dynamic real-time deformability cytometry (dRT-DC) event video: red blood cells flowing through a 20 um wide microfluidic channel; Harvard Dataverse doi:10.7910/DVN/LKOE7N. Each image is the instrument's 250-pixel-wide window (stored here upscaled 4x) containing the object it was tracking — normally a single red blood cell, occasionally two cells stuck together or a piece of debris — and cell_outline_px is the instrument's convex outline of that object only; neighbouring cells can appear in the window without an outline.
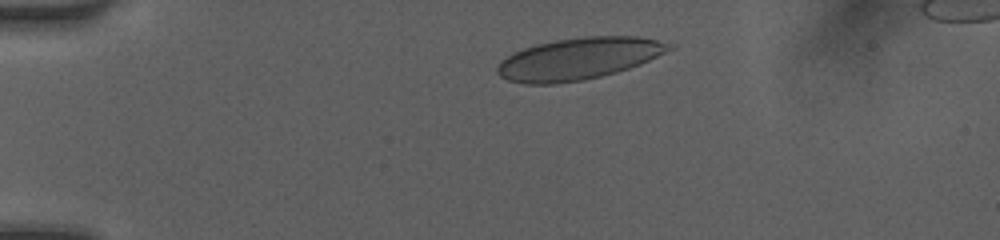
{"species": "human", "species_latin": "Homo sapiens", "temperature_condition": "room temperature", "stored_images_in_passage": 4, "camera_frame_rate_fps": 3000, "um_per_image_px": 0.085, "donor": {"sex": "female"}, "frame": {"image": 1, "passage_image": 2, "time_ms": 1.333, "image_size_px": [1000, 240], "cell_outline_px": [[676, 48], [640, 64], [616, 72], [600, 76], [580, 80], [556, 84], [524, 84], [508, 80], [500, 76], [496, 72], [496, 68], [500, 60], [512, 52], [536, 44], [556, 40], [584, 36], [640, 36], [676, 44]], "centroid_in_image_um": [49.19, 4.98], "position_along_channel_um": 35.8, "area_um2": 42.19}}
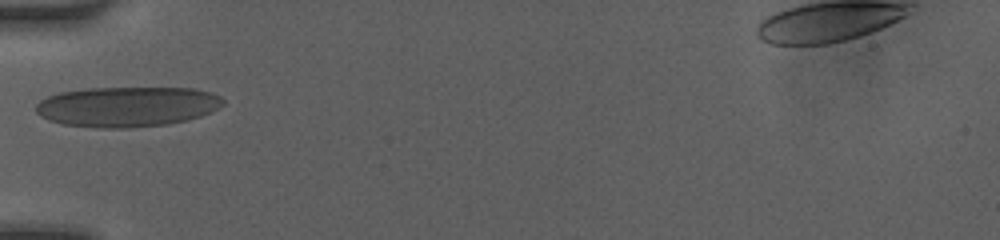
{"frame": {"image": 2, "passage_image": 4, "time_ms": 3.667, "image_size_px": [1000, 240], "cell_outline_px": [[224, 104], [200, 116], [184, 120], [164, 124], [124, 128], [100, 128], [64, 124], [48, 120], [40, 116], [36, 112], [36, 104], [40, 100], [48, 96], [60, 92], [88, 88], [196, 88], [212, 92], [220, 96], [224, 100]], "centroid_in_image_um": [10.78, 9.05], "position_along_channel_um": 74.2, "area_um2": 43.64}}